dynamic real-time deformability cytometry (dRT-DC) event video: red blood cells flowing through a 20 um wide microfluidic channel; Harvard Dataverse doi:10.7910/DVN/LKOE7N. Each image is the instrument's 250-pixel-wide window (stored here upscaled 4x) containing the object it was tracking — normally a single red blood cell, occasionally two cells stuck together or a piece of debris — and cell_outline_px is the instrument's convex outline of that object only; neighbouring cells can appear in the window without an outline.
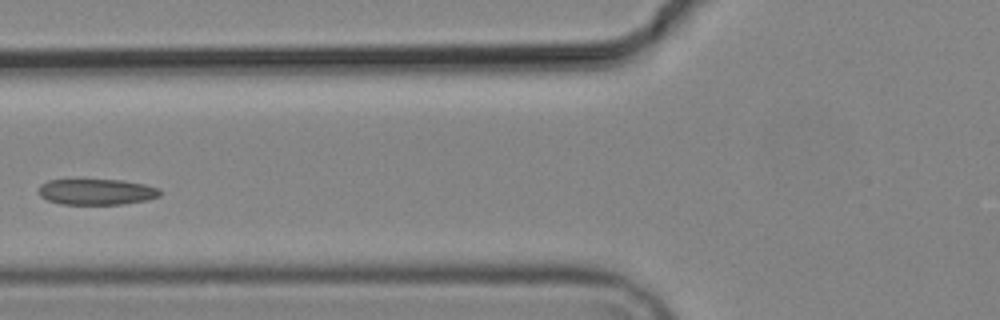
{"species": "common noctule bat (a hibernating species)", "species_latin": "Nyctalus noctula", "temperature_condition": "cold", "stored_images_in_passage": 6, "camera_frame_rate_fps": 3000, "um_per_image_px": 0.085, "animal": {"sex": "male", "body_mass_g": 19.2, "forearm_length_mm": 51.8}, "frame": {"image": 1, "passage_image": 5, "time_ms": 5.0, "image_size_px": [1000, 320], "cell_outline_px": [[160, 196], [148, 200], [124, 204], [60, 204], [48, 200], [40, 196], [40, 184], [48, 180], [124, 180], [144, 184], [160, 188]], "centroid_in_image_um": [8.24, 16.31], "position_along_channel_um": 117.6, "area_um2": 18.32}}
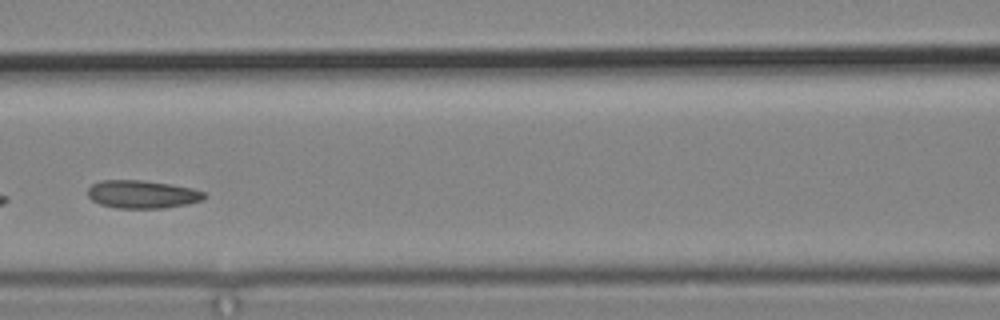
{"frame": {"image": 2, "passage_image": 6, "time_ms": 6.0, "image_size_px": [1000, 320], "cell_outline_px": [[208, 196], [204, 200], [188, 204], [164, 208], [116, 208], [100, 204], [92, 200], [88, 196], [88, 188], [92, 184], [100, 180], [144, 180], [172, 184], [192, 188], [204, 192]], "centroid_in_image_um": [12.12, 16.51], "position_along_channel_um": 154.5, "area_um2": 19.25}}